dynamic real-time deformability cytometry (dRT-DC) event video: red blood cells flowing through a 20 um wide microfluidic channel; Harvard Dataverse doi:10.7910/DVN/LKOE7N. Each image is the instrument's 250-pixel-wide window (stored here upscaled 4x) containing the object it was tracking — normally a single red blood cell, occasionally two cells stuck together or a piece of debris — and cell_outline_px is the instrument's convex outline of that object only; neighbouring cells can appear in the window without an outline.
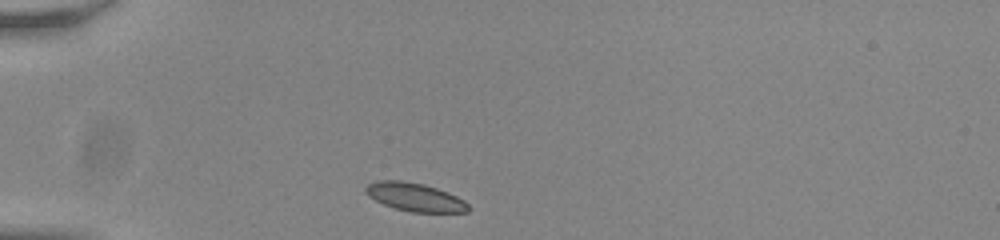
{"species": "common noctule bat (a hibernating species)", "species_latin": "Nyctalus noctula", "temperature_condition": "room temperature", "stored_images_in_passage": 33, "camera_frame_rate_fps": 3000, "um_per_image_px": 0.085, "animal": {"sex": "male", "body_mass_g": 20.0, "forearm_length_mm": 53.3}, "frame": {"image": 1, "passage_image": 1, "time_ms": 0.0, "image_size_px": [1000, 240], "cell_outline_px": [[472, 208], [468, 212], [412, 212], [396, 208], [384, 204], [368, 196], [364, 192], [364, 188], [368, 184], [376, 180], [400, 180], [424, 184], [448, 192], [464, 200]], "centroid_in_image_um": [35.27, 16.74], "position_along_channel_um": 49.7, "area_um2": 16.99}}
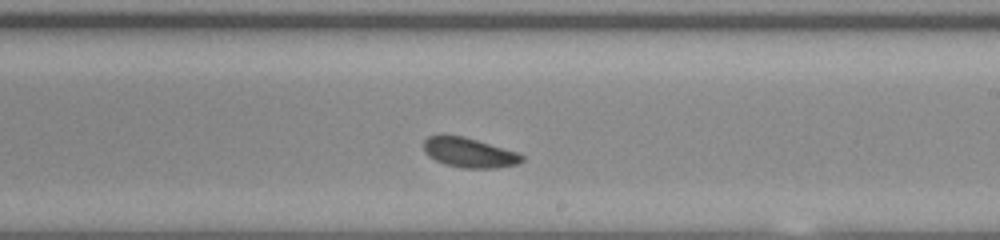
{"frame": {"image": 2, "passage_image": 19, "time_ms": 6.0, "image_size_px": [1000, 240], "cell_outline_px": [[524, 160], [516, 164], [496, 168], [464, 168], [444, 164], [428, 156], [424, 152], [424, 140], [428, 136], [440, 132], [464, 136], [516, 152], [524, 156]], "centroid_in_image_um": [39.8, 12.94], "position_along_channel_um": 249.2, "area_um2": 17.28}}
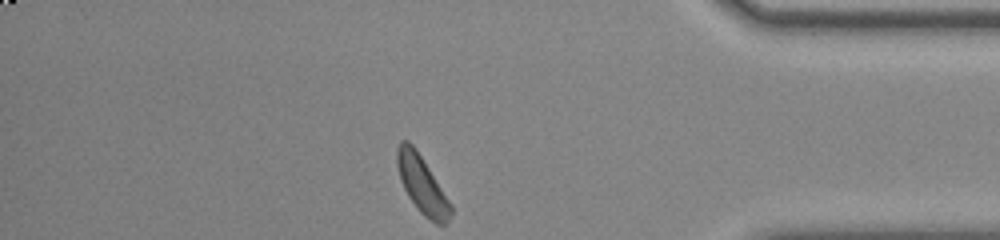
{"frame": {"image": 3, "passage_image": 33, "time_ms": 10.667, "image_size_px": [1000, 240], "cell_outline_px": [[452, 212], [448, 220], [444, 224], [436, 224], [428, 220], [416, 208], [408, 196], [400, 180], [396, 164], [396, 148], [400, 140], [408, 140], [416, 148], [452, 204]], "centroid_in_image_um": [35.85, 15.68], "position_along_channel_um": 399.3, "area_um2": 18.15}, "authors_computed_cell_mechanics": {"area_um2": 17.5134, "velocity_mm_per_s": 3.7511, "shape_relaxation_time_tau1_ms": 3.7575, "shape_relaxation_time_tau2_ms": 2.3761, "deformation_change_tau1": 0.0741, "deformation_change_tau2": 0.0658}}